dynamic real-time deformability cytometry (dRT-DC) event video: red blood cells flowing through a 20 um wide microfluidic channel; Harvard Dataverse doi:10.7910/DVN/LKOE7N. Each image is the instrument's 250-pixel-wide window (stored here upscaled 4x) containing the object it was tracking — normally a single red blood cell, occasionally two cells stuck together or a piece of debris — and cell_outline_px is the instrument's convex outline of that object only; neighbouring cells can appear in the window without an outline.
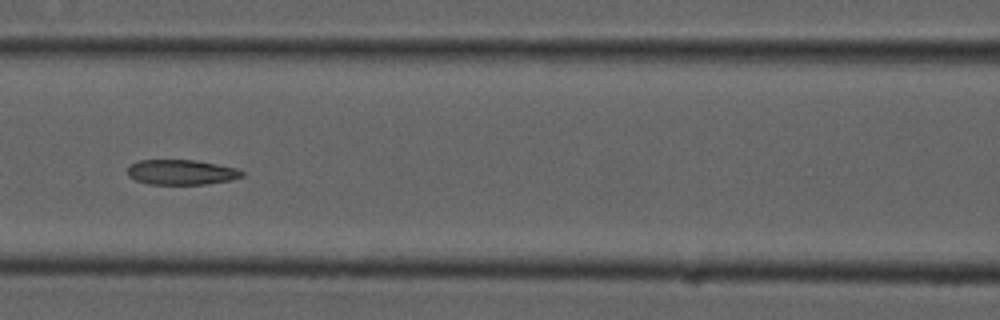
{"species": "common noctule bat (a hibernating species)", "species_latin": "Nyctalus noctula", "temperature_condition": "cold", "stored_images_in_passage": 36, "camera_frame_rate_fps": 3000, "um_per_image_px": 0.085, "animal": {"sex": "male", "forearm_length_mm": 52.5}, "frame": {"image": 1, "passage_image": 11, "time_ms": 3.333, "image_size_px": [1000, 320], "cell_outline_px": [[244, 176], [232, 180], [208, 184], [148, 184], [136, 180], [128, 176], [128, 164], [140, 160], [196, 160], [236, 168], [244, 172]], "centroid_in_image_um": [15.42, 14.64], "position_along_channel_um": 151.2, "area_um2": 16.82}}
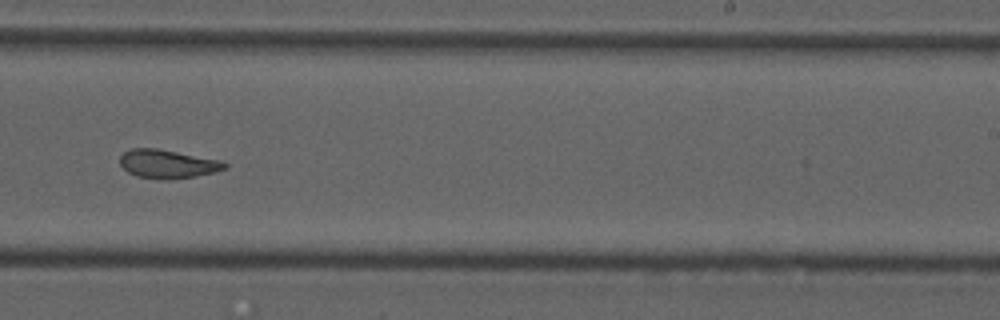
{"frame": {"image": 2, "passage_image": 21, "time_ms": 6.667, "image_size_px": [1000, 320], "cell_outline_px": [[228, 168], [216, 172], [168, 180], [164, 180], [136, 176], [128, 172], [120, 164], [120, 156], [124, 152], [132, 148], [156, 148], [220, 160], [228, 164]], "centroid_in_image_um": [14.25, 13.94], "position_along_channel_um": 274.8, "area_um2": 17.4}, "authors_computed_cell_mechanics": {"area_um2": 18.0625, "velocity_mm_per_s": 3.7295, "shape_relaxation_time_tau1_ms": null, "shape_relaxation_time_tau2_ms": 2.9515, "deformation_change_tau1": null, "deformation_change_tau2": 0.1053}}